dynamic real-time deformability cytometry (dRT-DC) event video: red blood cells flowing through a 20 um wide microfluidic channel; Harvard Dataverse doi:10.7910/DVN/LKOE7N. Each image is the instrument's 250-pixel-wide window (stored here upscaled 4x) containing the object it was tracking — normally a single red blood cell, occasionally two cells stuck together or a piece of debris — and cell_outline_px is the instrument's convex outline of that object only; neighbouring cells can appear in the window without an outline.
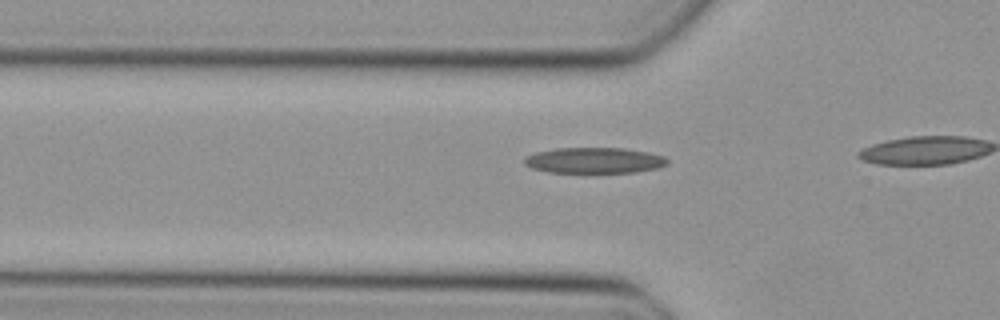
{"species": "Egyptian fruit bat (a non-hibernating species)", "species_latin": "Rousettus aegyptiacus", "temperature_condition": "cold", "stored_images_in_passage": 15, "camera_frame_rate_fps": 3000, "um_per_image_px": 0.085, "animal": {"sex": "female"}, "frame": {"image": 1, "passage_image": 13, "time_ms": 4.0, "image_size_px": [1000, 320], "cell_outline_px": [[668, 164], [660, 168], [636, 172], [548, 172], [532, 168], [524, 164], [524, 156], [536, 152], [556, 148], [624, 148], [648, 152], [664, 156], [668, 160]], "centroid_in_image_um": [50.53, 13.63], "position_along_channel_um": 75.3, "area_um2": 21.56}}